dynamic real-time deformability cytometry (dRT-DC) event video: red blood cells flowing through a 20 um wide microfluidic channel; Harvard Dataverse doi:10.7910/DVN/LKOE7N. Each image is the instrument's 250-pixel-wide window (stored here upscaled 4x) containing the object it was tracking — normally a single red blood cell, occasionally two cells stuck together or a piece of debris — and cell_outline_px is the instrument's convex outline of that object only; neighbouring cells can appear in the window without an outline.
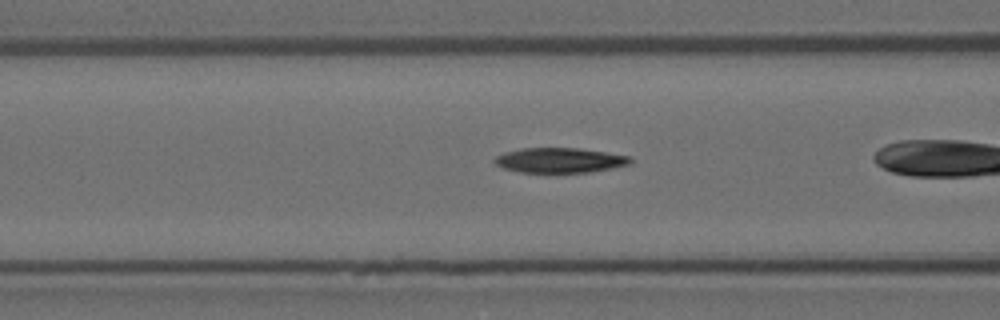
{"species": "Egyptian fruit bat (a non-hibernating species)", "species_latin": "Rousettus aegyptiacus", "temperature_condition": "room temperature", "stored_images_in_passage": 30, "camera_frame_rate_fps": 3000, "um_per_image_px": 0.085, "animal": {"sex": "female"}, "frame": {"image": 1, "passage_image": 8, "time_ms": 2.333, "image_size_px": [1000, 320], "cell_outline_px": [[632, 164], [592, 172], [520, 172], [504, 168], [496, 164], [492, 160], [496, 156], [504, 152], [520, 148], [580, 148], [628, 156], [632, 160]], "centroid_in_image_um": [47.57, 13.62], "position_along_channel_um": 119.0, "area_um2": 19.71}}
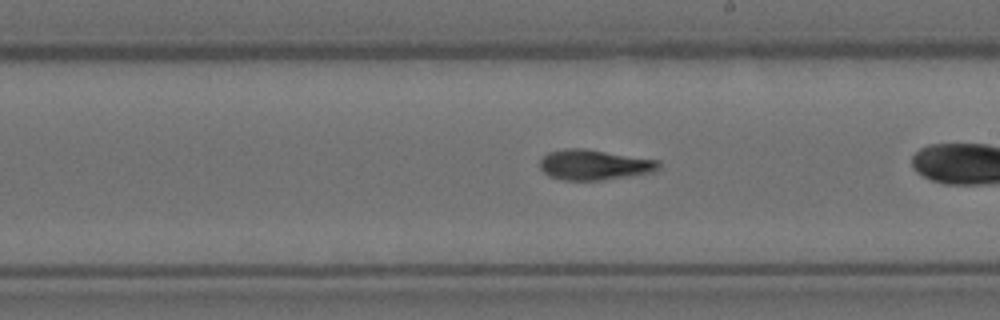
{"frame": {"image": 2, "passage_image": 18, "time_ms": 5.667, "image_size_px": [1000, 320], "cell_outline_px": [[660, 168], [652, 172], [628, 176], [600, 180], [564, 180], [548, 176], [540, 168], [540, 160], [548, 152], [564, 148], [584, 148], [660, 160]], "centroid_in_image_um": [50.5, 14.0], "position_along_channel_um": 238.5, "area_um2": 21.04}}
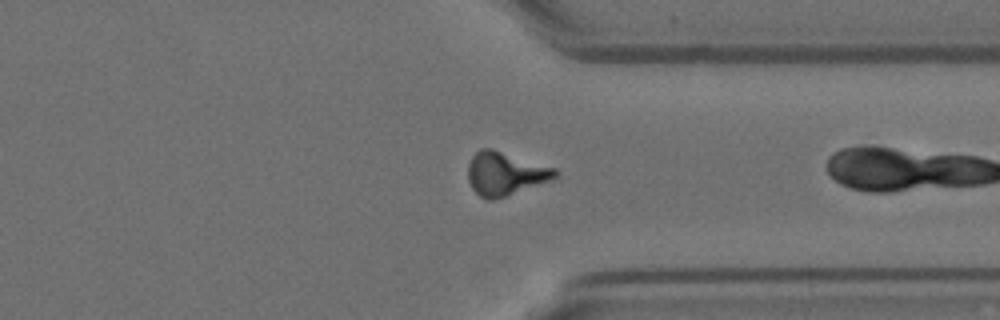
{"frame": {"image": 3, "passage_image": 29, "time_ms": 9.333, "image_size_px": [1000, 320], "cell_outline_px": [[560, 172], [556, 176], [548, 180], [504, 196], [492, 200], [488, 200], [480, 196], [472, 188], [468, 180], [468, 164], [472, 156], [480, 148], [492, 148], [556, 168]], "centroid_in_image_um": [42.9, 14.73], "position_along_channel_um": 368.5, "area_um2": 21.68}}